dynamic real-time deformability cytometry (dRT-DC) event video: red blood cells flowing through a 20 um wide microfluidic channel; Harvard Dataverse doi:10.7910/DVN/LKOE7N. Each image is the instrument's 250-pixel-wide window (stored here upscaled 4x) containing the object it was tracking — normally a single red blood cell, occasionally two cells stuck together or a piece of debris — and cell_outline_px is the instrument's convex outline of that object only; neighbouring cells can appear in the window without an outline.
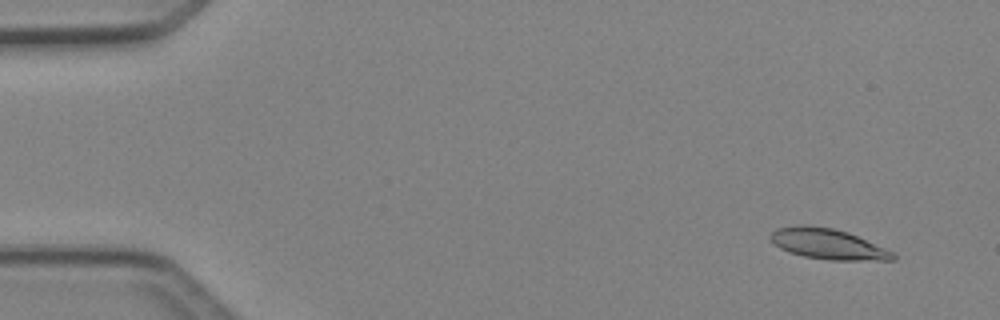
{"species": "Egyptian fruit bat (a non-hibernating species)", "species_latin": "Rousettus aegyptiacus", "temperature_condition": "cold", "stored_images_in_passage": 49, "camera_frame_rate_fps": 3000, "um_per_image_px": 0.085, "animal": {"sex": "female"}, "frame": {"image": 1, "passage_image": 4, "time_ms": 1.0, "image_size_px": [1000, 320], "cell_outline_px": [[896, 260], [828, 260], [804, 256], [788, 252], [780, 248], [768, 236], [776, 228], [800, 224], [804, 224], [832, 228], [848, 232], [884, 248], [892, 252], [896, 256]], "centroid_in_image_um": [70.34, 20.73], "position_along_channel_um": 14.7, "area_um2": 21.68}}
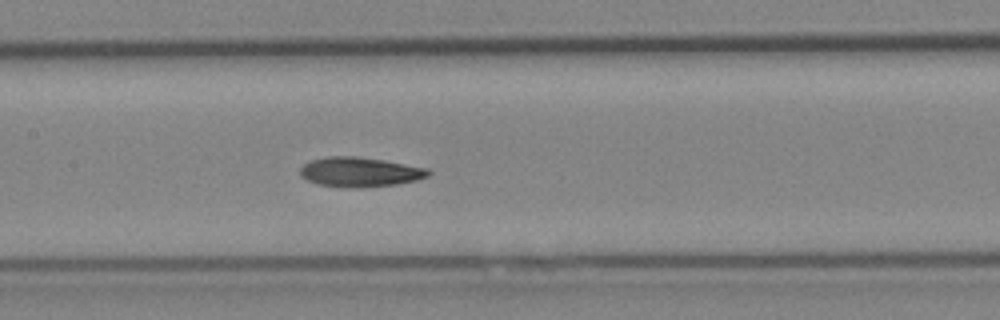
{"frame": {"image": 2, "passage_image": 24, "time_ms": 7.667, "image_size_px": [1000, 320], "cell_outline_px": [[432, 172], [428, 176], [416, 180], [396, 184], [352, 188], [348, 188], [316, 184], [300, 176], [300, 168], [304, 164], [312, 160], [328, 156], [352, 156], [384, 160], [428, 168]], "centroid_in_image_um": [30.58, 14.62], "position_along_channel_um": 176.8, "area_um2": 22.08}}
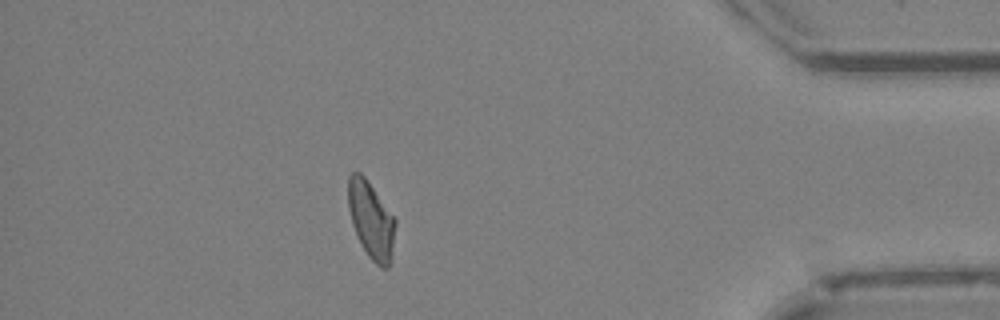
{"frame": {"image": 3, "passage_image": 43, "time_ms": 14.0, "image_size_px": [1000, 320], "cell_outline_px": [[396, 224], [392, 260], [388, 268], [380, 268], [368, 256], [360, 244], [352, 224], [348, 208], [348, 176], [352, 172], [360, 172], [364, 176], [396, 220]], "centroid_in_image_um": [31.55, 18.75], "position_along_channel_um": 403.7, "area_um2": 21.27}, "authors_computed_cell_mechanics": {"area_um2": 21.5016, "velocity_mm_per_s": 4.2291, "shape_relaxation_time_tau1_ms": 7.7603, "shape_relaxation_time_tau2_ms": 4.9768, "deformation_change_tau1": 0.1861, "deformation_change_tau2": 0.1275}}